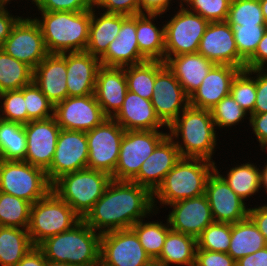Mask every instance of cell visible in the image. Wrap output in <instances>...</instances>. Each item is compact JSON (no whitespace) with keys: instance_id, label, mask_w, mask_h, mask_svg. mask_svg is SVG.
I'll list each match as a JSON object with an SVG mask.
<instances>
[{"instance_id":"obj_40","label":"cell","mask_w":267,"mask_h":266,"mask_svg":"<svg viewBox=\"0 0 267 266\" xmlns=\"http://www.w3.org/2000/svg\"><path fill=\"white\" fill-rule=\"evenodd\" d=\"M254 76H251L253 75ZM230 95L249 115L254 114L256 102L255 69L240 70L234 77Z\"/></svg>"},{"instance_id":"obj_35","label":"cell","mask_w":267,"mask_h":266,"mask_svg":"<svg viewBox=\"0 0 267 266\" xmlns=\"http://www.w3.org/2000/svg\"><path fill=\"white\" fill-rule=\"evenodd\" d=\"M33 82V69L0 50V93L20 90Z\"/></svg>"},{"instance_id":"obj_62","label":"cell","mask_w":267,"mask_h":266,"mask_svg":"<svg viewBox=\"0 0 267 266\" xmlns=\"http://www.w3.org/2000/svg\"><path fill=\"white\" fill-rule=\"evenodd\" d=\"M147 266H167L162 262L157 261L156 259L151 260Z\"/></svg>"},{"instance_id":"obj_52","label":"cell","mask_w":267,"mask_h":266,"mask_svg":"<svg viewBox=\"0 0 267 266\" xmlns=\"http://www.w3.org/2000/svg\"><path fill=\"white\" fill-rule=\"evenodd\" d=\"M249 124L252 127L253 134L259 142L260 150H267V112L262 114H251Z\"/></svg>"},{"instance_id":"obj_18","label":"cell","mask_w":267,"mask_h":266,"mask_svg":"<svg viewBox=\"0 0 267 266\" xmlns=\"http://www.w3.org/2000/svg\"><path fill=\"white\" fill-rule=\"evenodd\" d=\"M26 133L25 162L47 170L54 158L57 138L61 130L54 116L34 120L24 125Z\"/></svg>"},{"instance_id":"obj_33","label":"cell","mask_w":267,"mask_h":266,"mask_svg":"<svg viewBox=\"0 0 267 266\" xmlns=\"http://www.w3.org/2000/svg\"><path fill=\"white\" fill-rule=\"evenodd\" d=\"M33 247L27 229L0 226V266H16Z\"/></svg>"},{"instance_id":"obj_56","label":"cell","mask_w":267,"mask_h":266,"mask_svg":"<svg viewBox=\"0 0 267 266\" xmlns=\"http://www.w3.org/2000/svg\"><path fill=\"white\" fill-rule=\"evenodd\" d=\"M173 0H140L141 14H161L170 10ZM182 2V0H177Z\"/></svg>"},{"instance_id":"obj_29","label":"cell","mask_w":267,"mask_h":266,"mask_svg":"<svg viewBox=\"0 0 267 266\" xmlns=\"http://www.w3.org/2000/svg\"><path fill=\"white\" fill-rule=\"evenodd\" d=\"M96 11V7L91 9L89 40L85 51L100 59L106 53L109 44L118 36L122 14Z\"/></svg>"},{"instance_id":"obj_31","label":"cell","mask_w":267,"mask_h":266,"mask_svg":"<svg viewBox=\"0 0 267 266\" xmlns=\"http://www.w3.org/2000/svg\"><path fill=\"white\" fill-rule=\"evenodd\" d=\"M266 246L264 236L249 217L231 224V241L228 254L235 261Z\"/></svg>"},{"instance_id":"obj_5","label":"cell","mask_w":267,"mask_h":266,"mask_svg":"<svg viewBox=\"0 0 267 266\" xmlns=\"http://www.w3.org/2000/svg\"><path fill=\"white\" fill-rule=\"evenodd\" d=\"M214 169L215 162L181 157L153 192L154 210L159 211L158 202L160 207L165 205L166 208L174 202L205 194L207 179Z\"/></svg>"},{"instance_id":"obj_27","label":"cell","mask_w":267,"mask_h":266,"mask_svg":"<svg viewBox=\"0 0 267 266\" xmlns=\"http://www.w3.org/2000/svg\"><path fill=\"white\" fill-rule=\"evenodd\" d=\"M125 131L159 130L167 127L155 113L151 100L127 90L119 111L112 117Z\"/></svg>"},{"instance_id":"obj_43","label":"cell","mask_w":267,"mask_h":266,"mask_svg":"<svg viewBox=\"0 0 267 266\" xmlns=\"http://www.w3.org/2000/svg\"><path fill=\"white\" fill-rule=\"evenodd\" d=\"M226 22L239 25H266L259 0H231Z\"/></svg>"},{"instance_id":"obj_53","label":"cell","mask_w":267,"mask_h":266,"mask_svg":"<svg viewBox=\"0 0 267 266\" xmlns=\"http://www.w3.org/2000/svg\"><path fill=\"white\" fill-rule=\"evenodd\" d=\"M265 65L267 66V30L258 43L255 53L246 61L245 69H267Z\"/></svg>"},{"instance_id":"obj_42","label":"cell","mask_w":267,"mask_h":266,"mask_svg":"<svg viewBox=\"0 0 267 266\" xmlns=\"http://www.w3.org/2000/svg\"><path fill=\"white\" fill-rule=\"evenodd\" d=\"M229 25L232 27L239 56L246 62L255 53L267 25Z\"/></svg>"},{"instance_id":"obj_54","label":"cell","mask_w":267,"mask_h":266,"mask_svg":"<svg viewBox=\"0 0 267 266\" xmlns=\"http://www.w3.org/2000/svg\"><path fill=\"white\" fill-rule=\"evenodd\" d=\"M6 5H8V3H5L0 7V50H2L3 42L10 35L12 27L22 17H19L18 15H12V13L7 10Z\"/></svg>"},{"instance_id":"obj_63","label":"cell","mask_w":267,"mask_h":266,"mask_svg":"<svg viewBox=\"0 0 267 266\" xmlns=\"http://www.w3.org/2000/svg\"><path fill=\"white\" fill-rule=\"evenodd\" d=\"M5 3H9V4H11V1H13V0H3ZM29 1V0H28ZM31 2H33L34 0H30Z\"/></svg>"},{"instance_id":"obj_9","label":"cell","mask_w":267,"mask_h":266,"mask_svg":"<svg viewBox=\"0 0 267 266\" xmlns=\"http://www.w3.org/2000/svg\"><path fill=\"white\" fill-rule=\"evenodd\" d=\"M176 14L164 23V62L181 54L197 53L200 40L209 22L199 14L188 10L182 2Z\"/></svg>"},{"instance_id":"obj_11","label":"cell","mask_w":267,"mask_h":266,"mask_svg":"<svg viewBox=\"0 0 267 266\" xmlns=\"http://www.w3.org/2000/svg\"><path fill=\"white\" fill-rule=\"evenodd\" d=\"M124 132L125 130L109 117L94 129L86 132L88 140L87 168L112 175L118 162Z\"/></svg>"},{"instance_id":"obj_41","label":"cell","mask_w":267,"mask_h":266,"mask_svg":"<svg viewBox=\"0 0 267 266\" xmlns=\"http://www.w3.org/2000/svg\"><path fill=\"white\" fill-rule=\"evenodd\" d=\"M231 223L213 222L197 238V249L228 253Z\"/></svg>"},{"instance_id":"obj_60","label":"cell","mask_w":267,"mask_h":266,"mask_svg":"<svg viewBox=\"0 0 267 266\" xmlns=\"http://www.w3.org/2000/svg\"><path fill=\"white\" fill-rule=\"evenodd\" d=\"M259 3L262 9L264 21L267 25V0H259Z\"/></svg>"},{"instance_id":"obj_17","label":"cell","mask_w":267,"mask_h":266,"mask_svg":"<svg viewBox=\"0 0 267 266\" xmlns=\"http://www.w3.org/2000/svg\"><path fill=\"white\" fill-rule=\"evenodd\" d=\"M219 171L215 162L205 187L214 222L233 224L246 219L249 213L246 202L229 187Z\"/></svg>"},{"instance_id":"obj_23","label":"cell","mask_w":267,"mask_h":266,"mask_svg":"<svg viewBox=\"0 0 267 266\" xmlns=\"http://www.w3.org/2000/svg\"><path fill=\"white\" fill-rule=\"evenodd\" d=\"M61 55L66 60L68 97L93 95L100 60L86 51Z\"/></svg>"},{"instance_id":"obj_57","label":"cell","mask_w":267,"mask_h":266,"mask_svg":"<svg viewBox=\"0 0 267 266\" xmlns=\"http://www.w3.org/2000/svg\"><path fill=\"white\" fill-rule=\"evenodd\" d=\"M236 266H267V246L236 261Z\"/></svg>"},{"instance_id":"obj_58","label":"cell","mask_w":267,"mask_h":266,"mask_svg":"<svg viewBox=\"0 0 267 266\" xmlns=\"http://www.w3.org/2000/svg\"><path fill=\"white\" fill-rule=\"evenodd\" d=\"M47 260L44 253L34 246L17 264L16 266H46Z\"/></svg>"},{"instance_id":"obj_21","label":"cell","mask_w":267,"mask_h":266,"mask_svg":"<svg viewBox=\"0 0 267 266\" xmlns=\"http://www.w3.org/2000/svg\"><path fill=\"white\" fill-rule=\"evenodd\" d=\"M99 60L101 66L105 67H125L148 61L139 50L136 15H122L118 36L109 44L106 53Z\"/></svg>"},{"instance_id":"obj_8","label":"cell","mask_w":267,"mask_h":266,"mask_svg":"<svg viewBox=\"0 0 267 266\" xmlns=\"http://www.w3.org/2000/svg\"><path fill=\"white\" fill-rule=\"evenodd\" d=\"M52 190L46 171L25 161L0 163V191L24 199L31 204Z\"/></svg>"},{"instance_id":"obj_30","label":"cell","mask_w":267,"mask_h":266,"mask_svg":"<svg viewBox=\"0 0 267 266\" xmlns=\"http://www.w3.org/2000/svg\"><path fill=\"white\" fill-rule=\"evenodd\" d=\"M161 14L136 15V35L140 53L148 61L164 62L165 39L164 24L157 27L154 23Z\"/></svg>"},{"instance_id":"obj_20","label":"cell","mask_w":267,"mask_h":266,"mask_svg":"<svg viewBox=\"0 0 267 266\" xmlns=\"http://www.w3.org/2000/svg\"><path fill=\"white\" fill-rule=\"evenodd\" d=\"M167 206L173 208L167 216L171 230L193 236L196 239L206 227L214 222L205 194L183 199Z\"/></svg>"},{"instance_id":"obj_47","label":"cell","mask_w":267,"mask_h":266,"mask_svg":"<svg viewBox=\"0 0 267 266\" xmlns=\"http://www.w3.org/2000/svg\"><path fill=\"white\" fill-rule=\"evenodd\" d=\"M230 3L231 0H182V5L208 22L226 21Z\"/></svg>"},{"instance_id":"obj_2","label":"cell","mask_w":267,"mask_h":266,"mask_svg":"<svg viewBox=\"0 0 267 266\" xmlns=\"http://www.w3.org/2000/svg\"><path fill=\"white\" fill-rule=\"evenodd\" d=\"M181 157L203 158L214 162L217 146L216 127L210 110L188 106L167 127ZM181 139V143L179 140Z\"/></svg>"},{"instance_id":"obj_46","label":"cell","mask_w":267,"mask_h":266,"mask_svg":"<svg viewBox=\"0 0 267 266\" xmlns=\"http://www.w3.org/2000/svg\"><path fill=\"white\" fill-rule=\"evenodd\" d=\"M1 100H4L3 103ZM0 104V119L22 125L27 123L24 87L0 93Z\"/></svg>"},{"instance_id":"obj_37","label":"cell","mask_w":267,"mask_h":266,"mask_svg":"<svg viewBox=\"0 0 267 266\" xmlns=\"http://www.w3.org/2000/svg\"><path fill=\"white\" fill-rule=\"evenodd\" d=\"M143 221L144 219L138 221L131 227V229L138 236L139 242L146 253L152 260H154L160 256L165 238L171 228L169 227L167 219L166 224L162 221Z\"/></svg>"},{"instance_id":"obj_3","label":"cell","mask_w":267,"mask_h":266,"mask_svg":"<svg viewBox=\"0 0 267 266\" xmlns=\"http://www.w3.org/2000/svg\"><path fill=\"white\" fill-rule=\"evenodd\" d=\"M39 24L49 54L84 52L89 40L91 10L39 11ZM42 18V19H41Z\"/></svg>"},{"instance_id":"obj_34","label":"cell","mask_w":267,"mask_h":266,"mask_svg":"<svg viewBox=\"0 0 267 266\" xmlns=\"http://www.w3.org/2000/svg\"><path fill=\"white\" fill-rule=\"evenodd\" d=\"M227 175L220 174L229 187L244 201L259 192L260 169L252 162L236 164L228 169Z\"/></svg>"},{"instance_id":"obj_26","label":"cell","mask_w":267,"mask_h":266,"mask_svg":"<svg viewBox=\"0 0 267 266\" xmlns=\"http://www.w3.org/2000/svg\"><path fill=\"white\" fill-rule=\"evenodd\" d=\"M127 90L124 67L99 68L94 95L107 117L112 118L122 107Z\"/></svg>"},{"instance_id":"obj_45","label":"cell","mask_w":267,"mask_h":266,"mask_svg":"<svg viewBox=\"0 0 267 266\" xmlns=\"http://www.w3.org/2000/svg\"><path fill=\"white\" fill-rule=\"evenodd\" d=\"M24 100L27 110V123L54 116V105L34 82L24 86Z\"/></svg>"},{"instance_id":"obj_61","label":"cell","mask_w":267,"mask_h":266,"mask_svg":"<svg viewBox=\"0 0 267 266\" xmlns=\"http://www.w3.org/2000/svg\"><path fill=\"white\" fill-rule=\"evenodd\" d=\"M46 266H75V265H71V264L64 263V262H53V261L47 260Z\"/></svg>"},{"instance_id":"obj_48","label":"cell","mask_w":267,"mask_h":266,"mask_svg":"<svg viewBox=\"0 0 267 266\" xmlns=\"http://www.w3.org/2000/svg\"><path fill=\"white\" fill-rule=\"evenodd\" d=\"M32 4L38 11L79 12L93 9L95 0H34Z\"/></svg>"},{"instance_id":"obj_6","label":"cell","mask_w":267,"mask_h":266,"mask_svg":"<svg viewBox=\"0 0 267 266\" xmlns=\"http://www.w3.org/2000/svg\"><path fill=\"white\" fill-rule=\"evenodd\" d=\"M111 180L106 172L85 168L61 176L52 184V190L83 219Z\"/></svg>"},{"instance_id":"obj_4","label":"cell","mask_w":267,"mask_h":266,"mask_svg":"<svg viewBox=\"0 0 267 266\" xmlns=\"http://www.w3.org/2000/svg\"><path fill=\"white\" fill-rule=\"evenodd\" d=\"M100 238L83 220L72 229L48 237L37 247L46 260L75 266L100 265Z\"/></svg>"},{"instance_id":"obj_13","label":"cell","mask_w":267,"mask_h":266,"mask_svg":"<svg viewBox=\"0 0 267 266\" xmlns=\"http://www.w3.org/2000/svg\"><path fill=\"white\" fill-rule=\"evenodd\" d=\"M2 50L33 70L49 54L39 24L29 16H22L12 27Z\"/></svg>"},{"instance_id":"obj_55","label":"cell","mask_w":267,"mask_h":266,"mask_svg":"<svg viewBox=\"0 0 267 266\" xmlns=\"http://www.w3.org/2000/svg\"><path fill=\"white\" fill-rule=\"evenodd\" d=\"M248 217L258 227L267 243V203L253 208L249 207Z\"/></svg>"},{"instance_id":"obj_10","label":"cell","mask_w":267,"mask_h":266,"mask_svg":"<svg viewBox=\"0 0 267 266\" xmlns=\"http://www.w3.org/2000/svg\"><path fill=\"white\" fill-rule=\"evenodd\" d=\"M167 135L168 132L160 130L125 131L112 179L131 181L139 173L142 163Z\"/></svg>"},{"instance_id":"obj_49","label":"cell","mask_w":267,"mask_h":266,"mask_svg":"<svg viewBox=\"0 0 267 266\" xmlns=\"http://www.w3.org/2000/svg\"><path fill=\"white\" fill-rule=\"evenodd\" d=\"M96 9L105 13L134 16L141 14L140 0H95Z\"/></svg>"},{"instance_id":"obj_14","label":"cell","mask_w":267,"mask_h":266,"mask_svg":"<svg viewBox=\"0 0 267 266\" xmlns=\"http://www.w3.org/2000/svg\"><path fill=\"white\" fill-rule=\"evenodd\" d=\"M151 260L131 228L101 234V266H147Z\"/></svg>"},{"instance_id":"obj_1","label":"cell","mask_w":267,"mask_h":266,"mask_svg":"<svg viewBox=\"0 0 267 266\" xmlns=\"http://www.w3.org/2000/svg\"><path fill=\"white\" fill-rule=\"evenodd\" d=\"M156 215L153 193L133 181L112 179L104 194L82 219L95 232L130 229L147 216ZM152 214V215H151Z\"/></svg>"},{"instance_id":"obj_36","label":"cell","mask_w":267,"mask_h":266,"mask_svg":"<svg viewBox=\"0 0 267 266\" xmlns=\"http://www.w3.org/2000/svg\"><path fill=\"white\" fill-rule=\"evenodd\" d=\"M26 151L24 125L0 119V154L2 160L24 161Z\"/></svg>"},{"instance_id":"obj_7","label":"cell","mask_w":267,"mask_h":266,"mask_svg":"<svg viewBox=\"0 0 267 266\" xmlns=\"http://www.w3.org/2000/svg\"><path fill=\"white\" fill-rule=\"evenodd\" d=\"M82 218L53 190L33 203L28 233L34 246L48 237L72 229Z\"/></svg>"},{"instance_id":"obj_12","label":"cell","mask_w":267,"mask_h":266,"mask_svg":"<svg viewBox=\"0 0 267 266\" xmlns=\"http://www.w3.org/2000/svg\"><path fill=\"white\" fill-rule=\"evenodd\" d=\"M151 103L156 115L166 127L190 105L189 96L173 72L162 61H156V76Z\"/></svg>"},{"instance_id":"obj_19","label":"cell","mask_w":267,"mask_h":266,"mask_svg":"<svg viewBox=\"0 0 267 266\" xmlns=\"http://www.w3.org/2000/svg\"><path fill=\"white\" fill-rule=\"evenodd\" d=\"M198 53L215 64L231 65L241 70L246 62L239 56L232 27L226 22H209Z\"/></svg>"},{"instance_id":"obj_59","label":"cell","mask_w":267,"mask_h":266,"mask_svg":"<svg viewBox=\"0 0 267 266\" xmlns=\"http://www.w3.org/2000/svg\"><path fill=\"white\" fill-rule=\"evenodd\" d=\"M262 168H260V186L261 188H265V192L267 193V161L264 163Z\"/></svg>"},{"instance_id":"obj_50","label":"cell","mask_w":267,"mask_h":266,"mask_svg":"<svg viewBox=\"0 0 267 266\" xmlns=\"http://www.w3.org/2000/svg\"><path fill=\"white\" fill-rule=\"evenodd\" d=\"M194 266H236V261L225 252L196 249Z\"/></svg>"},{"instance_id":"obj_44","label":"cell","mask_w":267,"mask_h":266,"mask_svg":"<svg viewBox=\"0 0 267 266\" xmlns=\"http://www.w3.org/2000/svg\"><path fill=\"white\" fill-rule=\"evenodd\" d=\"M210 112L216 129L231 128V126H236L239 122L241 123L242 120L244 121L245 117L250 116L231 95L220 100L210 109Z\"/></svg>"},{"instance_id":"obj_25","label":"cell","mask_w":267,"mask_h":266,"mask_svg":"<svg viewBox=\"0 0 267 266\" xmlns=\"http://www.w3.org/2000/svg\"><path fill=\"white\" fill-rule=\"evenodd\" d=\"M66 60L61 54H48L33 70V82L55 106L68 97Z\"/></svg>"},{"instance_id":"obj_39","label":"cell","mask_w":267,"mask_h":266,"mask_svg":"<svg viewBox=\"0 0 267 266\" xmlns=\"http://www.w3.org/2000/svg\"><path fill=\"white\" fill-rule=\"evenodd\" d=\"M32 204L0 191V226L28 229Z\"/></svg>"},{"instance_id":"obj_24","label":"cell","mask_w":267,"mask_h":266,"mask_svg":"<svg viewBox=\"0 0 267 266\" xmlns=\"http://www.w3.org/2000/svg\"><path fill=\"white\" fill-rule=\"evenodd\" d=\"M240 70L231 65L215 64L200 87L189 97L190 106L212 109L220 100L230 95L232 81Z\"/></svg>"},{"instance_id":"obj_38","label":"cell","mask_w":267,"mask_h":266,"mask_svg":"<svg viewBox=\"0 0 267 266\" xmlns=\"http://www.w3.org/2000/svg\"><path fill=\"white\" fill-rule=\"evenodd\" d=\"M128 90L151 100L156 76V61L124 67Z\"/></svg>"},{"instance_id":"obj_28","label":"cell","mask_w":267,"mask_h":266,"mask_svg":"<svg viewBox=\"0 0 267 266\" xmlns=\"http://www.w3.org/2000/svg\"><path fill=\"white\" fill-rule=\"evenodd\" d=\"M165 64L189 97L200 87L203 79L215 65L198 52L170 57Z\"/></svg>"},{"instance_id":"obj_64","label":"cell","mask_w":267,"mask_h":266,"mask_svg":"<svg viewBox=\"0 0 267 266\" xmlns=\"http://www.w3.org/2000/svg\"><path fill=\"white\" fill-rule=\"evenodd\" d=\"M5 4V2L3 1V0H0V7L2 6V5H4Z\"/></svg>"},{"instance_id":"obj_51","label":"cell","mask_w":267,"mask_h":266,"mask_svg":"<svg viewBox=\"0 0 267 266\" xmlns=\"http://www.w3.org/2000/svg\"><path fill=\"white\" fill-rule=\"evenodd\" d=\"M256 74V102L254 114L267 112V69H255Z\"/></svg>"},{"instance_id":"obj_15","label":"cell","mask_w":267,"mask_h":266,"mask_svg":"<svg viewBox=\"0 0 267 266\" xmlns=\"http://www.w3.org/2000/svg\"><path fill=\"white\" fill-rule=\"evenodd\" d=\"M88 140L86 132L61 129L56 150L46 175L51 184L61 176L87 168Z\"/></svg>"},{"instance_id":"obj_22","label":"cell","mask_w":267,"mask_h":266,"mask_svg":"<svg viewBox=\"0 0 267 266\" xmlns=\"http://www.w3.org/2000/svg\"><path fill=\"white\" fill-rule=\"evenodd\" d=\"M180 159L181 155L176 144L167 135L142 163L139 173L131 181L148 188L153 193Z\"/></svg>"},{"instance_id":"obj_16","label":"cell","mask_w":267,"mask_h":266,"mask_svg":"<svg viewBox=\"0 0 267 266\" xmlns=\"http://www.w3.org/2000/svg\"><path fill=\"white\" fill-rule=\"evenodd\" d=\"M54 118L61 129L88 132L108 117L93 94L67 97L54 106Z\"/></svg>"},{"instance_id":"obj_32","label":"cell","mask_w":267,"mask_h":266,"mask_svg":"<svg viewBox=\"0 0 267 266\" xmlns=\"http://www.w3.org/2000/svg\"><path fill=\"white\" fill-rule=\"evenodd\" d=\"M196 249L195 237L170 230L165 238L163 250L156 260L167 266H194Z\"/></svg>"}]
</instances>
